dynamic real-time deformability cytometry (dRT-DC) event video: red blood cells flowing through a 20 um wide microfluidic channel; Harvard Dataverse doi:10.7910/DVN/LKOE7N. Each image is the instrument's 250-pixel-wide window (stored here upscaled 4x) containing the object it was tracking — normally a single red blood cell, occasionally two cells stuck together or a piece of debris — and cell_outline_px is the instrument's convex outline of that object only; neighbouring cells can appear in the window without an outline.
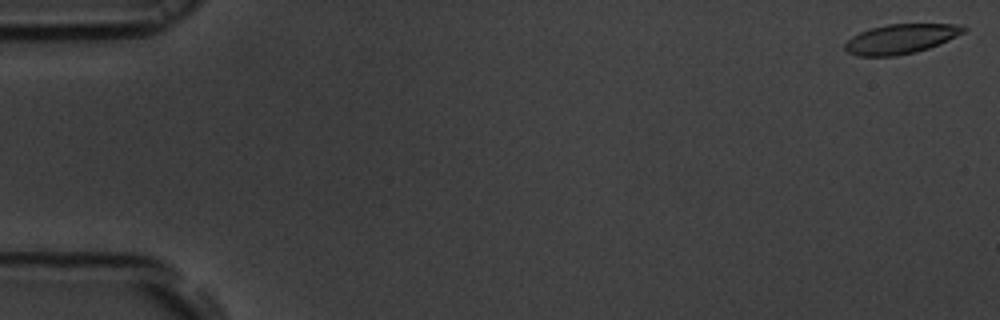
{"species": "common noctule bat (a hibernating species)", "species_latin": "Nyctalus noctula", "temperature_condition": "room temperature", "stored_images_in_passage": 55, "camera_frame_rate_fps": 3000, "um_per_image_px": 0.085, "animal": {"sex": "male", "body_mass_g": 19.5, "forearm_length_mm": 54.6}, "frame": {"image": 1, "passage_image": 1, "time_ms": 0.0, "image_size_px": [1000, 320], "cell_outline_px": [[968, 28], [964, 32], [940, 44], [916, 52], [896, 56], [856, 56], [848, 52], [844, 48], [844, 44], [852, 36], [860, 32], [872, 28], [888, 24], [960, 24]], "centroid_in_image_um": [76.57, 3.31], "position_along_channel_um": 8.4, "area_um2": 20.46}}
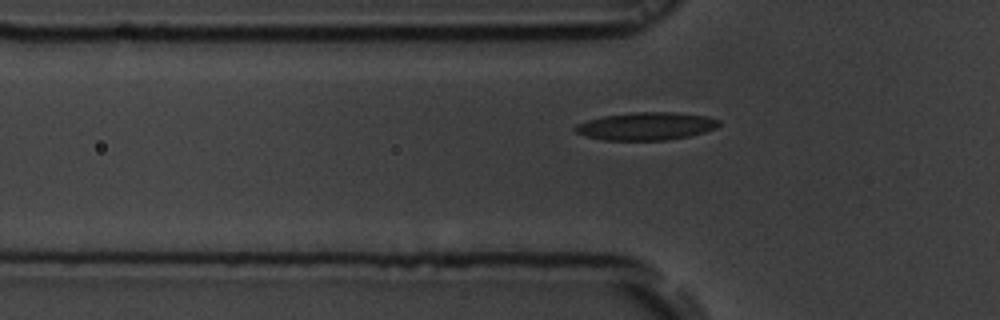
{"frame": {"image": 2, "passage_image": 18, "time_ms": 5.667, "image_size_px": [1000, 320], "cell_outline_px": [[720, 124], [716, 128], [704, 132], [688, 136], [664, 140], [604, 140], [584, 136], [576, 132], [572, 128], [576, 124], [588, 120], [604, 116], [632, 112], [676, 112], [708, 116], [720, 120]], "centroid_in_image_um": [54.92, 10.72], "position_along_channel_um": 70.9, "area_um2": 23.35}}
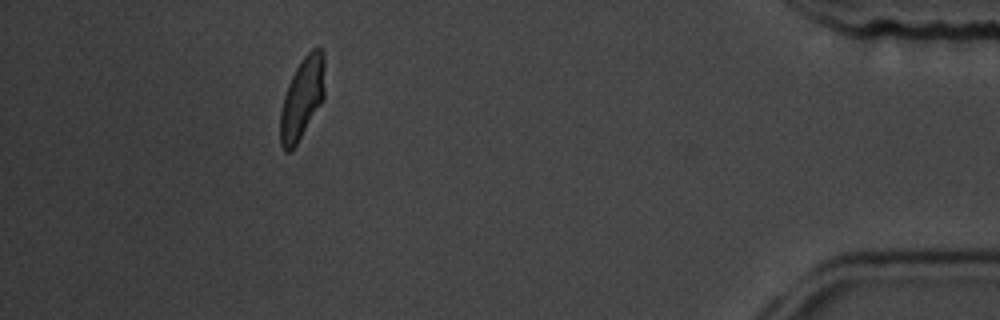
{"frame": {"image": 3, "passage_image": 50, "time_ms": 16.333, "image_size_px": [1000, 320], "cell_outline_px": [[324, 100], [296, 144], [288, 152], [284, 152], [280, 144], [280, 112], [284, 96], [288, 84], [300, 60], [316, 44], [324, 52]], "centroid_in_image_um": [25.69, 8.31], "position_along_channel_um": 409.5, "area_um2": 21.27}, "authors_computed_cell_mechanics": {"area_um2": 21.9062, "velocity_mm_per_s": 3.6931, "shape_relaxation_time_tau1_ms": 3.1692, "shape_relaxation_time_tau2_ms": 1.1298, "deformation_change_tau1": 0.1277, "deformation_change_tau2": 0.0679}}